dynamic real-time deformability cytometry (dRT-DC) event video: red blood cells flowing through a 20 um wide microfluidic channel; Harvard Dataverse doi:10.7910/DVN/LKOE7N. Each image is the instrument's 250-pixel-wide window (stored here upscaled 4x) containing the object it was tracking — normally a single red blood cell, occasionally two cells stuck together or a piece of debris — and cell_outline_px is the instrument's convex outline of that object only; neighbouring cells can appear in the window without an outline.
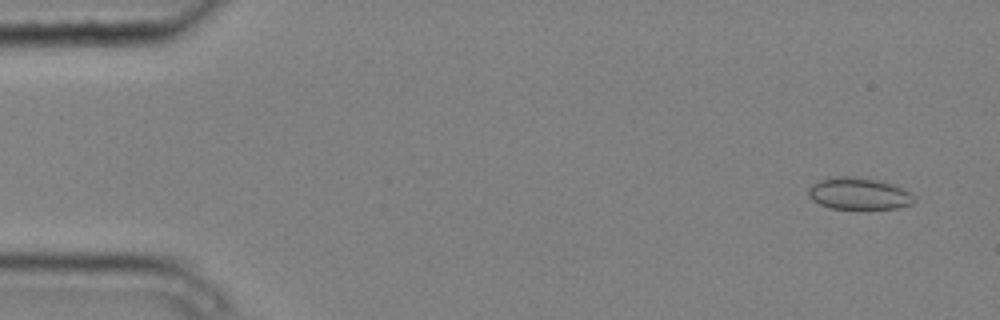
{"species": "common noctule bat (a hibernating species)", "species_latin": "Nyctalus noctula", "temperature_condition": "cold", "stored_images_in_passage": 4, "camera_frame_rate_fps": 3000, "um_per_image_px": 0.085, "animal": {"sex": "male", "body_mass_g": 20.4}, "frame": {"image": 1, "passage_image": 1, "time_ms": 0.0, "image_size_px": [1000, 320], "cell_outline_px": [[916, 200], [912, 204], [896, 208], [828, 208], [812, 200], [808, 196], [808, 188], [816, 180], [836, 176], [852, 176], [884, 180], [916, 196]], "centroid_in_image_um": [72.97, 16.43], "position_along_channel_um": 12.0, "area_um2": 19.83}}
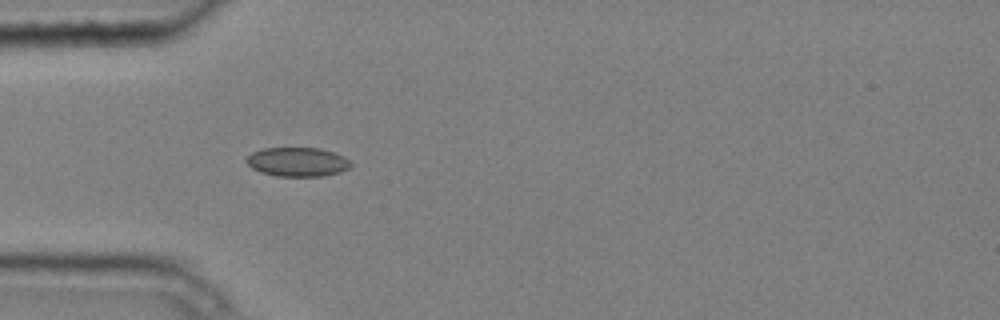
{"frame": {"image": 2, "passage_image": 4, "time_ms": 1.0, "image_size_px": [1000, 320], "cell_outline_px": [[352, 164], [348, 168], [340, 172], [324, 176], [276, 176], [260, 172], [252, 168], [244, 160], [252, 152], [264, 148], [320, 148], [344, 156]], "centroid_in_image_um": [25.27, 13.76], "position_along_channel_um": 59.7, "area_um2": 17.69}}